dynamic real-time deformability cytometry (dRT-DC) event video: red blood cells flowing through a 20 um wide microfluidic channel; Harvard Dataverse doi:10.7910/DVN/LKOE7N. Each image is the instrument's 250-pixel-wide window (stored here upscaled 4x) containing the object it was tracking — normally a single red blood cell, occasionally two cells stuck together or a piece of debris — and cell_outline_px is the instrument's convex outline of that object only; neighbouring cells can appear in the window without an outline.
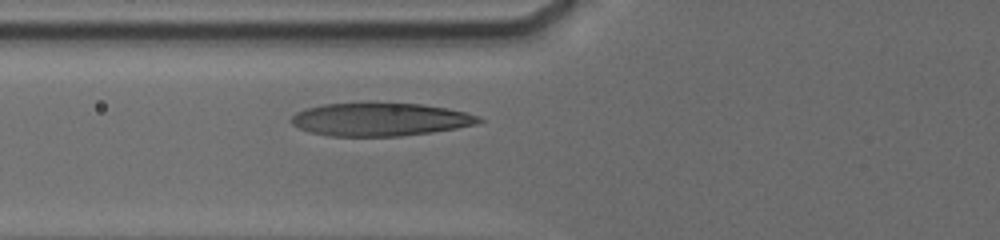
{"species": "human", "species_latin": "Homo sapiens", "temperature_condition": "cold", "stored_images_in_passage": 8, "camera_frame_rate_fps": 3000, "um_per_image_px": 0.085, "donor": {"sex": "male"}, "frame": {"image": 1, "passage_image": 8, "time_ms": 4.0, "image_size_px": [1000, 240], "cell_outline_px": [[484, 120], [476, 124], [456, 128], [432, 132], [400, 136], [332, 136], [312, 132], [300, 128], [292, 124], [288, 120], [296, 112], [304, 108], [324, 104], [372, 100], [420, 104], [448, 108], [480, 116]], "centroid_in_image_um": [32.28, 10.1], "position_along_channel_um": 93.5, "area_um2": 37.17}}